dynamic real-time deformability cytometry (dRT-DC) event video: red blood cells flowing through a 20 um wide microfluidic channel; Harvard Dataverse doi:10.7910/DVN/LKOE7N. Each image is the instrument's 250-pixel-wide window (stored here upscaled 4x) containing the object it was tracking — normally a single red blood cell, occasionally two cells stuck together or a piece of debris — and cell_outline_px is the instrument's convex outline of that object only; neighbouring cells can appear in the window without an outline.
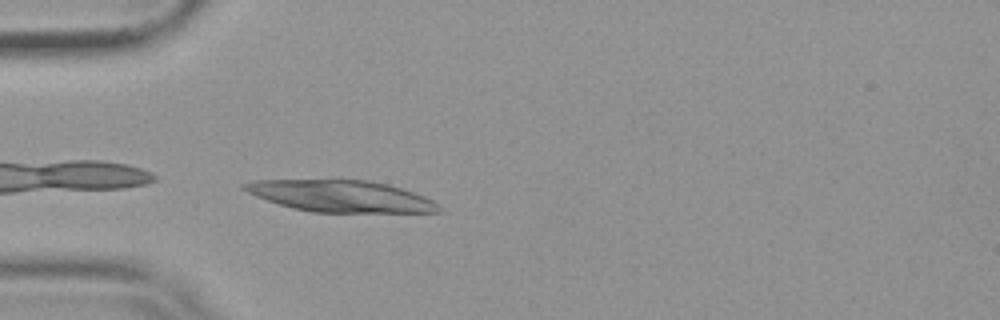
{"species": "common noctule bat (a hibernating species)", "species_latin": "Nyctalus noctula", "temperature_condition": "warm", "stored_images_in_passage": 31, "camera_frame_rate_fps": 3000, "um_per_image_px": 0.085, "animal": {"sex": "female", "body_mass_g": 19.9}, "frame": {"image": 1, "passage_image": 1, "time_ms": 0.0, "image_size_px": [1000, 320], "cell_outline_px": [[440, 212], [312, 212], [292, 208], [256, 196], [240, 188], [240, 184], [252, 180], [368, 180], [388, 184], [424, 196], [432, 200], [440, 208]], "centroid_in_image_um": [28.91, 16.66], "position_along_channel_um": 56.1, "area_um2": 35.55}}